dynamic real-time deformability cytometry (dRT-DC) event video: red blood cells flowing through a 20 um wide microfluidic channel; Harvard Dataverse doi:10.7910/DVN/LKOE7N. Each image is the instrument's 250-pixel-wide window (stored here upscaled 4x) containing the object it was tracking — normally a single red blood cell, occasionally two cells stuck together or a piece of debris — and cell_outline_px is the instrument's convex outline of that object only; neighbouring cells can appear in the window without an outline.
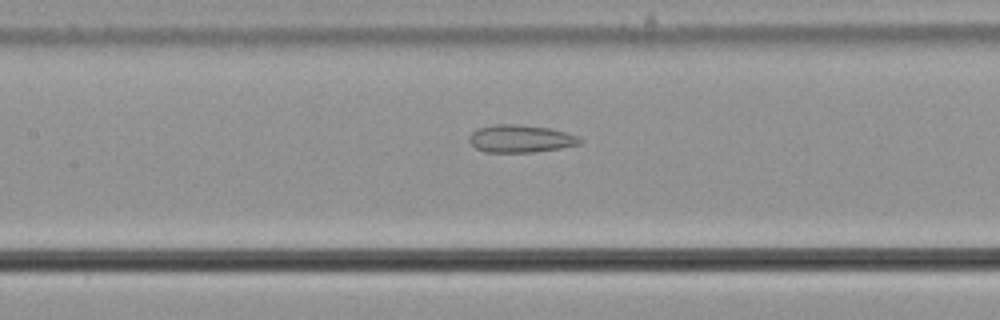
{"species": "common noctule bat (a hibernating species)", "species_latin": "Nyctalus noctula", "temperature_condition": "cold", "stored_images_in_passage": 56, "camera_frame_rate_fps": 3000, "um_per_image_px": 0.085, "animal": {"sex": "male", "body_mass_g": 21.5, "forearm_length_mm": 52.0}, "frame": {"image": 1, "passage_image": 26, "time_ms": 8.333, "image_size_px": [1000, 320], "cell_outline_px": [[584, 140], [580, 144], [560, 148], [532, 152], [484, 152], [476, 148], [468, 140], [468, 136], [472, 132], [480, 128], [496, 124], [516, 124], [548, 128], [580, 136]], "centroid_in_image_um": [44.26, 11.79], "position_along_channel_um": 163.1, "area_um2": 17.74}}
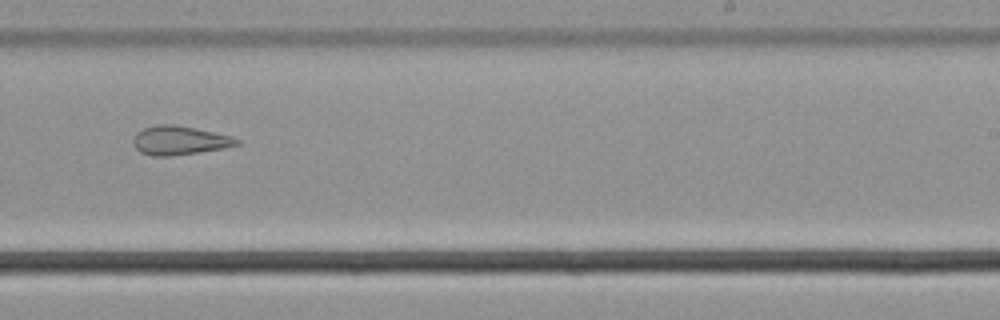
{"frame": {"image": 2, "passage_image": 35, "time_ms": 11.333, "image_size_px": [1000, 320], "cell_outline_px": [[240, 144], [224, 148], [200, 152], [168, 156], [152, 156], [140, 152], [132, 144], [132, 140], [136, 132], [144, 128], [156, 124], [172, 124], [196, 128], [232, 136], [240, 140]], "centroid_in_image_um": [15.24, 11.93], "position_along_channel_um": 273.8, "area_um2": 17.57}}
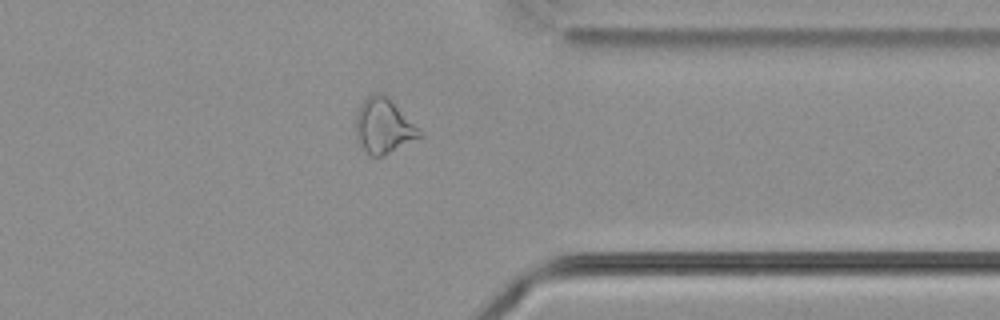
{"frame": {"image": 3, "passage_image": 44, "time_ms": 14.333, "image_size_px": [1000, 320], "cell_outline_px": [[424, 136], [380, 156], [372, 156], [356, 140], [356, 112], [360, 104], [368, 96], [376, 92], [380, 92], [388, 96]], "centroid_in_image_um": [32.57, 10.68], "position_along_channel_um": 378.8, "area_um2": 19.94}, "authors_computed_cell_mechanics": {"area_um2": 21.9351, "velocity_mm_per_s": 3.7051, "shape_relaxation_time_tau1_ms": null, "shape_relaxation_time_tau2_ms": 5.3873, "deformation_change_tau1": null, "deformation_change_tau2": 0.1499}}